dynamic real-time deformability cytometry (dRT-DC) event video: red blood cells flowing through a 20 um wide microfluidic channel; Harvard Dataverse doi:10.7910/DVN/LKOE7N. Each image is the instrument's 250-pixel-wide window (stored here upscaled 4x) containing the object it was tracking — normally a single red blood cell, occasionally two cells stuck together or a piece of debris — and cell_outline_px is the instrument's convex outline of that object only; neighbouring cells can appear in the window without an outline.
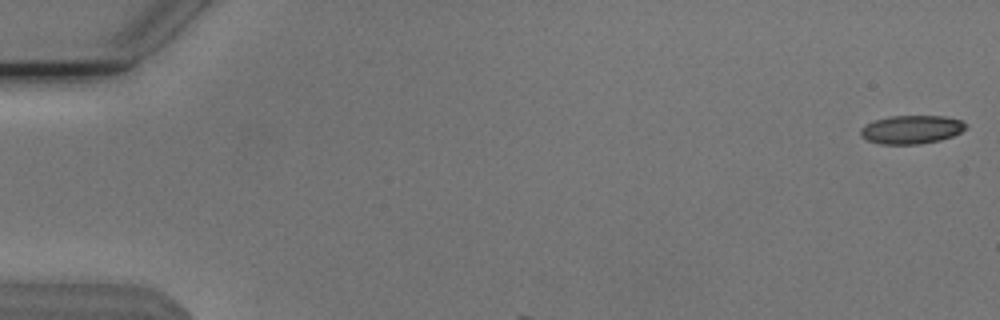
{"species": "Egyptian fruit bat (a non-hibernating species)", "species_latin": "Rousettus aegyptiacus", "temperature_condition": "cold", "stored_images_in_passage": 6, "camera_frame_rate_fps": 3000, "um_per_image_px": 0.085, "animal": {"sex": "male"}, "frame": {"image": 1, "passage_image": 1, "time_ms": 0.0, "image_size_px": [1000, 320], "cell_outline_px": [[968, 128], [952, 136], [940, 140], [920, 144], [880, 144], [868, 140], [860, 136], [860, 128], [864, 124], [876, 120], [892, 116], [944, 116], [960, 120], [968, 124]], "centroid_in_image_um": [77.48, 11.01], "position_along_channel_um": 7.5, "area_um2": 17.51}}